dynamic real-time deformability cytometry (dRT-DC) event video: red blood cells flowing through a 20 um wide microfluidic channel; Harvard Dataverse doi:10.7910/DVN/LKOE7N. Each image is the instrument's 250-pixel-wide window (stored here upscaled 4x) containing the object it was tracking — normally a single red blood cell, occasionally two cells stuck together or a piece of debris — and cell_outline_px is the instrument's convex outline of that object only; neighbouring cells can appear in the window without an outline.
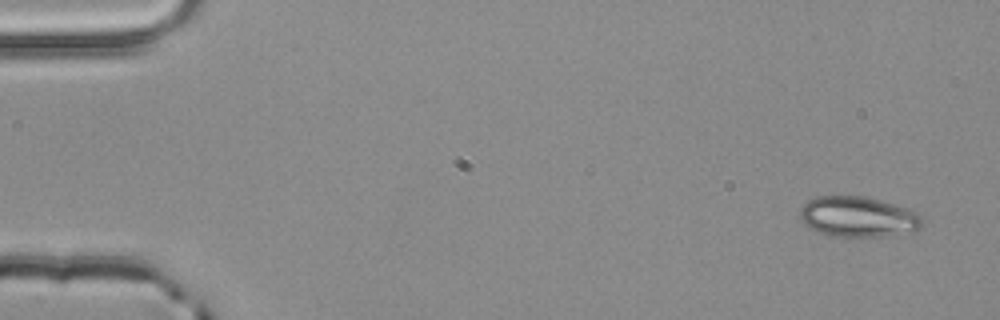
{"species": "common noctule bat (a hibernating species)", "species_latin": "Nyctalus noctula", "temperature_condition": "room temperature", "stored_images_in_passage": 3, "camera_frame_rate_fps": 3000, "um_per_image_px": 0.085, "animal": {"sex": "male", "body_mass_g": 20.4}, "frame": {"image": 1, "passage_image": 1, "time_ms": 0.0, "image_size_px": [1000, 320], "cell_outline_px": [[924, 224], [920, 228], [880, 236], [832, 236], [816, 232], [808, 228], [804, 224], [800, 216], [800, 208], [808, 200], [816, 196], [868, 196], [908, 208], [920, 212], [924, 220]], "centroid_in_image_um": [72.92, 18.4], "position_along_channel_um": 12.1, "area_um2": 28.96}}
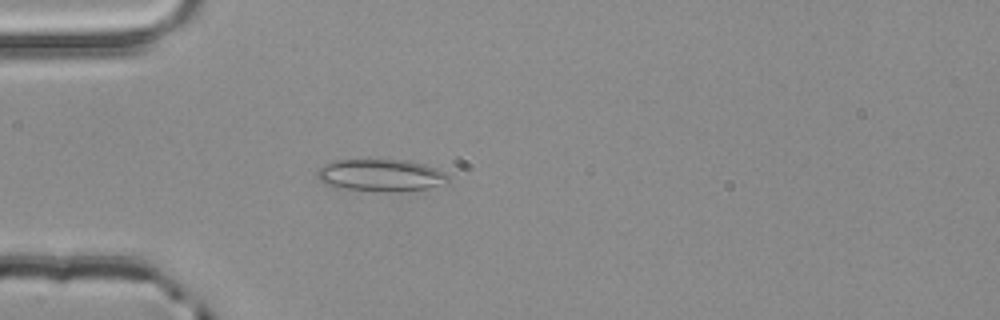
{"frame": {"image": 2, "passage_image": 3, "time_ms": 0.667, "image_size_px": [1000, 320], "cell_outline_px": [[448, 184], [428, 188], [388, 192], [340, 188], [324, 184], [316, 176], [316, 168], [324, 164], [336, 160], [408, 160], [424, 164], [436, 168], [444, 172], [448, 176]], "centroid_in_image_um": [32.35, 14.9], "position_along_channel_um": 52.6, "area_um2": 24.74}}